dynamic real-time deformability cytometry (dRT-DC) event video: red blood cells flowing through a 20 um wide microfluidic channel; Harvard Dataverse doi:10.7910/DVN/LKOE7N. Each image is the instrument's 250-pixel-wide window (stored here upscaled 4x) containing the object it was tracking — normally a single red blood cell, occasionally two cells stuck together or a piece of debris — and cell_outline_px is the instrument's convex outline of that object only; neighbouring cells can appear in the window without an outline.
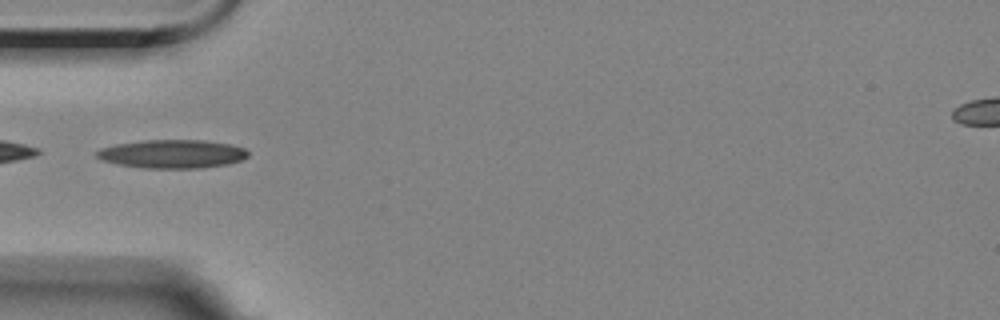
{"species": "Egyptian fruit bat (a non-hibernating species)", "species_latin": "Rousettus aegyptiacus", "temperature_condition": "room temperature", "stored_images_in_passage": 5, "camera_frame_rate_fps": 3000, "um_per_image_px": 0.085, "animal": {"sex": "female"}, "frame": {"image": 1, "passage_image": 4, "time_ms": 3.667, "image_size_px": [1000, 320], "cell_outline_px": [[248, 156], [240, 160], [228, 164], [200, 168], [140, 168], [116, 164], [100, 160], [96, 156], [96, 152], [100, 148], [116, 144], [144, 140], [204, 140], [232, 144], [244, 148], [248, 152]], "centroid_in_image_um": [14.62, 13.08], "position_along_channel_um": 70.4, "area_um2": 25.32}}
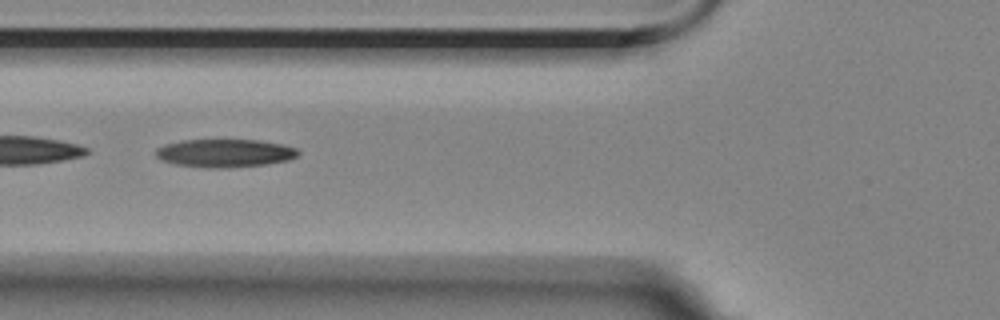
{"frame": {"image": 2, "passage_image": 5, "time_ms": 4.667, "image_size_px": [1000, 320], "cell_outline_px": [[300, 152], [296, 156], [288, 160], [268, 164], [228, 168], [208, 168], [176, 164], [160, 160], [156, 156], [156, 148], [164, 144], [180, 140], [260, 140], [284, 144], [296, 148]], "centroid_in_image_um": [19.11, 13.01], "position_along_channel_um": 106.7, "area_um2": 23.52}}